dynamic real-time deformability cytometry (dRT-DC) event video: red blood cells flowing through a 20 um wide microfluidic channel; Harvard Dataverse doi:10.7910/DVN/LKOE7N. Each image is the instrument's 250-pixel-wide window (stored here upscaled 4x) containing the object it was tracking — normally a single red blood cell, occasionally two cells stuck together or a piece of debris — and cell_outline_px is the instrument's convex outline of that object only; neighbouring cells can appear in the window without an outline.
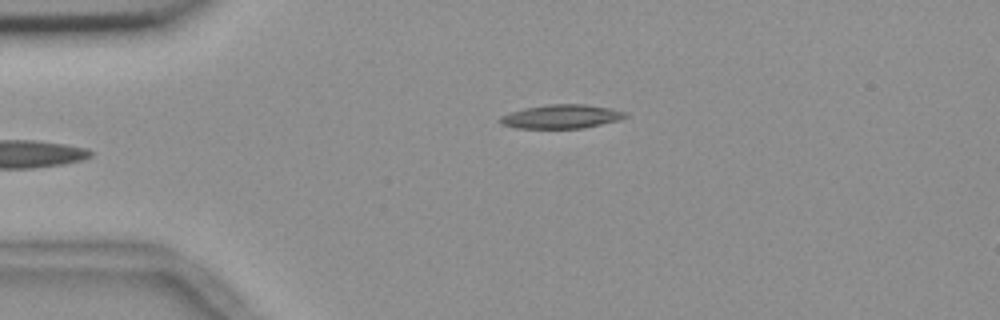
{"species": "common noctule bat (a hibernating species)", "species_latin": "Nyctalus noctula", "temperature_condition": "room temperature", "stored_images_in_passage": 46, "camera_frame_rate_fps": 3000, "um_per_image_px": 0.085, "animal": {"sex": "female", "body_mass_g": 18.4}, "frame": {"image": 1, "passage_image": 3, "time_ms": 0.667, "image_size_px": [1000, 320], "cell_outline_px": [[628, 116], [620, 120], [584, 128], [516, 128], [500, 124], [496, 120], [500, 116], [508, 112], [524, 108], [548, 104], [584, 104], [612, 108], [628, 112]], "centroid_in_image_um": [47.7, 9.9], "position_along_channel_um": 37.3, "area_um2": 17.74}}
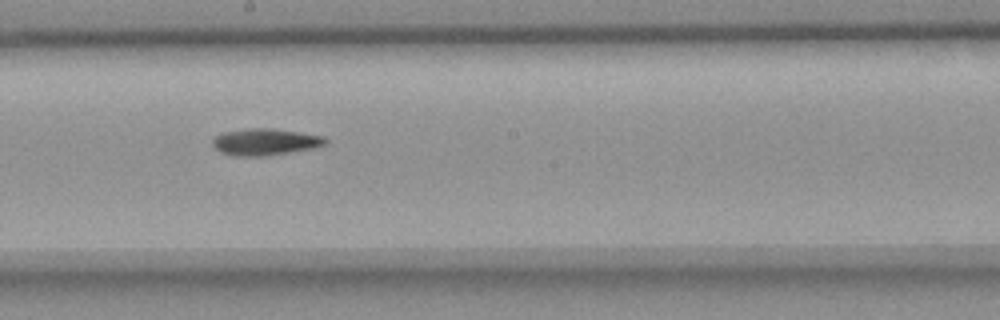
{"frame": {"image": 2, "passage_image": 21, "time_ms": 6.667, "image_size_px": [1000, 320], "cell_outline_px": [[328, 140], [324, 144], [312, 148], [264, 156], [240, 156], [220, 152], [212, 144], [212, 140], [216, 136], [224, 132], [248, 128], [272, 128], [300, 132], [324, 136]], "centroid_in_image_um": [22.53, 12.05], "position_along_channel_um": 225.7, "area_um2": 17.34}}
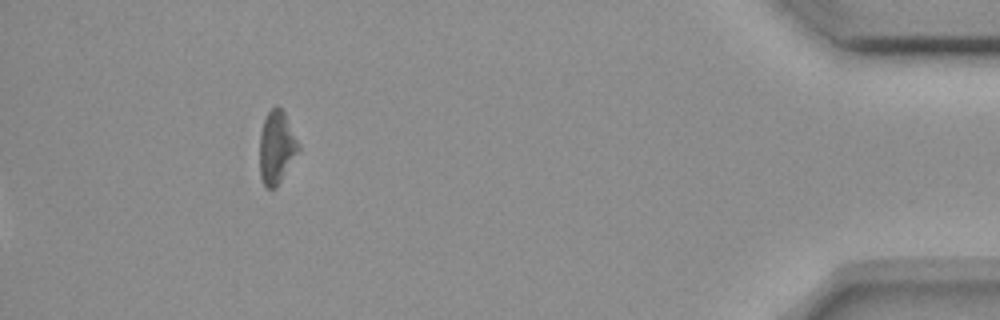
{"frame": {"image": 3, "passage_image": 41, "time_ms": 13.333, "image_size_px": [1000, 320], "cell_outline_px": [[300, 152], [276, 188], [268, 188], [264, 184], [260, 176], [260, 132], [264, 120], [268, 112], [276, 104], [284, 112], [300, 144]], "centroid_in_image_um": [23.53, 12.53], "position_along_channel_um": 411.7, "area_um2": 16.65}}